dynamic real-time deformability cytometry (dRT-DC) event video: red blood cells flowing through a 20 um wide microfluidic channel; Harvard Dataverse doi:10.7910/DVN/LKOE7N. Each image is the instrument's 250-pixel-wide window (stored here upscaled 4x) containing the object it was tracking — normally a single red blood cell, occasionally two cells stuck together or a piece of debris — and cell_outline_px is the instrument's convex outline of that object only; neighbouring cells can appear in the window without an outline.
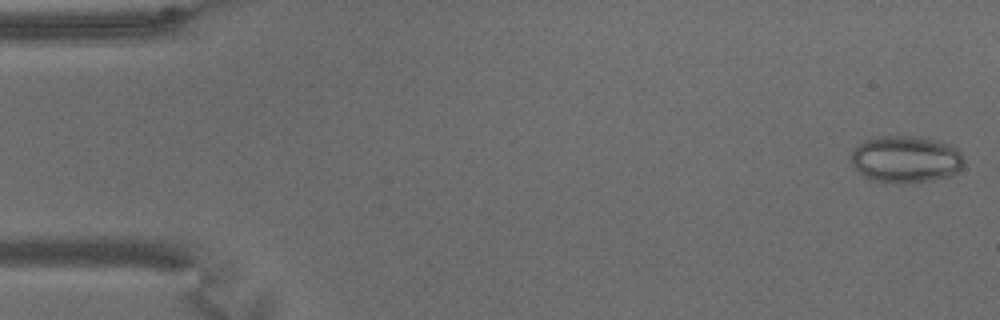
{"species": "common noctule bat (a hibernating species)", "species_latin": "Nyctalus noctula", "temperature_condition": "warm", "stored_images_in_passage": 63, "camera_frame_rate_fps": 3000, "um_per_image_px": 0.085, "animal": {"sex": "male", "body_mass_g": 15.6}, "frame": {"image": 1, "passage_image": 2, "time_ms": 0.333, "image_size_px": [1000, 320], "cell_outline_px": [[964, 164], [956, 172], [948, 176], [928, 180], [872, 180], [864, 176], [852, 164], [852, 152], [860, 144], [868, 140], [884, 136], [916, 136], [936, 140], [952, 144], [960, 152], [964, 160]], "centroid_in_image_um": [77.04, 13.48], "position_along_channel_um": 8.0, "area_um2": 29.77}}
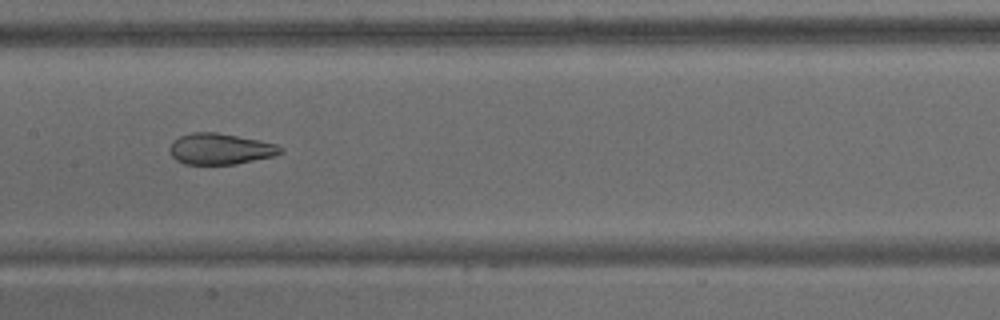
{"frame": {"image": 2, "passage_image": 32, "time_ms": 10.333, "image_size_px": [1000, 320], "cell_outline_px": [[284, 152], [272, 156], [236, 164], [184, 164], [176, 160], [172, 156], [168, 148], [172, 140], [180, 136], [192, 132], [216, 132], [276, 144], [284, 148]], "centroid_in_image_um": [18.68, 12.66], "position_along_channel_um": 188.7, "area_um2": 20.0}}
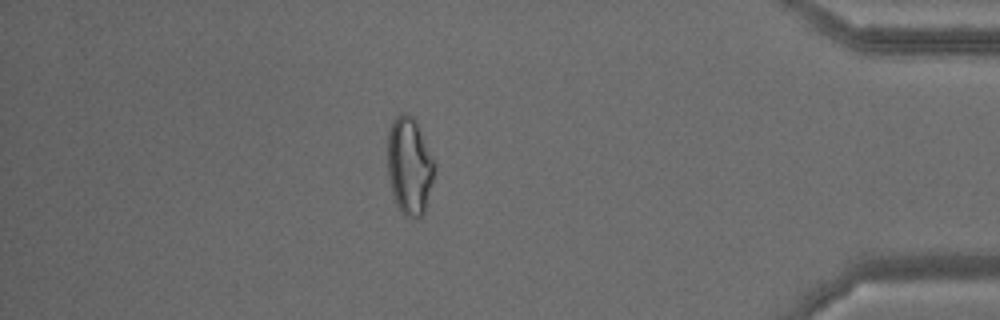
{"frame": {"image": 3, "passage_image": 56, "time_ms": 18.333, "image_size_px": [1000, 320], "cell_outline_px": [[436, 168], [424, 212], [420, 216], [404, 216], [400, 212], [396, 204], [388, 180], [388, 132], [392, 120], [400, 112], [404, 112], [412, 116], [416, 120], [436, 164]], "centroid_in_image_um": [34.8, 14.07], "position_along_channel_um": 400.4, "area_um2": 26.82}}